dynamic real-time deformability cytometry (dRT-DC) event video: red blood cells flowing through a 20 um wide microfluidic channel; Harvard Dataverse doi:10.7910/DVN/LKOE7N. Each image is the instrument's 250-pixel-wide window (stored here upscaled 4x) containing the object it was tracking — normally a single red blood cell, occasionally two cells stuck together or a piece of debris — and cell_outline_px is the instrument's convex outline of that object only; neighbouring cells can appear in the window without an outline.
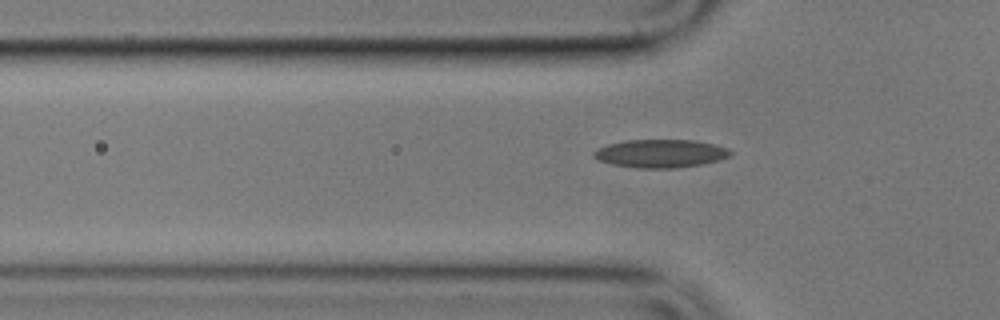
{"species": "common noctule bat (a hibernating species)", "species_latin": "Nyctalus noctula", "temperature_condition": "cold", "stored_images_in_passage": 4, "segment_of_instrument_passage": [2, 2], "camera_frame_rate_fps": 3000, "um_per_image_px": 0.085, "animal": {"sex": "male", "body_mass_g": 17.9}, "frame": {"image": 1, "passage_image": 4, "time_ms": 3.667, "image_size_px": [1000, 320], "cell_outline_px": [[732, 156], [700, 164], [676, 168], [636, 168], [612, 164], [600, 160], [592, 156], [592, 152], [596, 148], [608, 144], [624, 140], [692, 140], [712, 144], [728, 148], [732, 152]], "centroid_in_image_um": [56.1, 13.04], "position_along_channel_um": 69.7, "area_um2": 22.37}}